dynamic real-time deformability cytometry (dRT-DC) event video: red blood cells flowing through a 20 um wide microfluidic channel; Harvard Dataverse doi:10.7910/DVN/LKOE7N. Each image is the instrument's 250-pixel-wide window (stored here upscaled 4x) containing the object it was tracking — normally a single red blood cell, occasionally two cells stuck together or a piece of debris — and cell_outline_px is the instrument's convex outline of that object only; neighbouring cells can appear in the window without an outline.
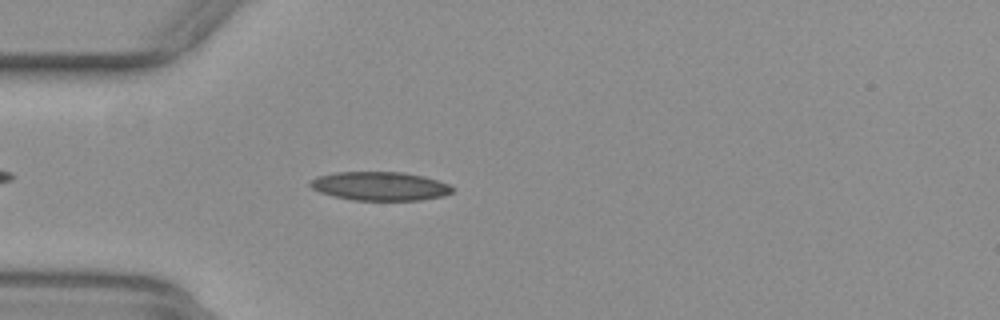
{"species": "common noctule bat (a hibernating species)", "species_latin": "Nyctalus noctula", "temperature_condition": "warm", "stored_images_in_passage": 40, "camera_frame_rate_fps": 3000, "um_per_image_px": 0.085, "animal": {"sex": "female", "body_mass_g": 29.2, "forearm_length_mm": 56.3}, "frame": {"image": 1, "passage_image": 5, "time_ms": 1.333, "image_size_px": [1000, 320], "cell_outline_px": [[456, 188], [452, 192], [444, 196], [420, 200], [352, 200], [332, 196], [320, 192], [312, 188], [308, 184], [308, 180], [316, 176], [336, 172], [404, 172], [424, 176], [448, 184]], "centroid_in_image_um": [32.27, 15.82], "position_along_channel_um": 52.7, "area_um2": 24.04}}
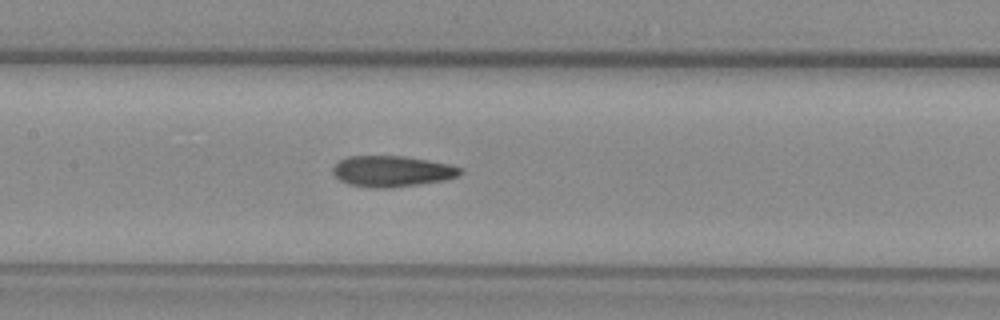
{"frame": {"image": 2, "passage_image": 15, "time_ms": 4.667, "image_size_px": [1000, 320], "cell_outline_px": [[464, 172], [456, 176], [444, 180], [388, 188], [372, 188], [348, 184], [340, 180], [332, 172], [332, 168], [340, 160], [348, 156], [404, 156], [428, 160], [448, 164], [460, 168]], "centroid_in_image_um": [33.29, 14.55], "position_along_channel_um": 174.1, "area_um2": 22.77}}
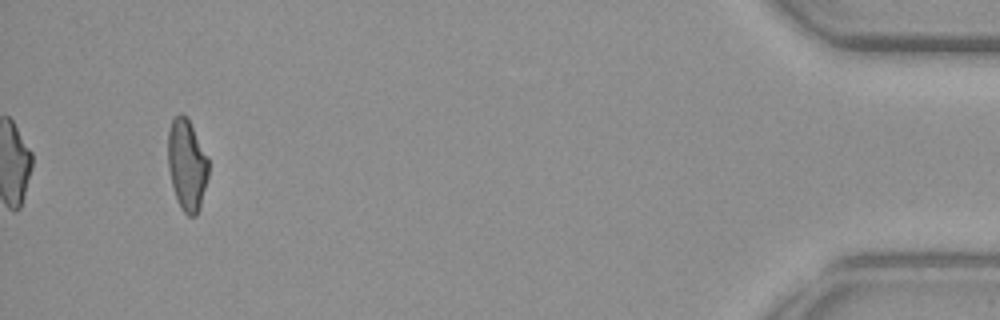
{"frame": {"image": 3, "passage_image": 40, "time_ms": 13.0, "image_size_px": [1000, 320], "cell_outline_px": [[208, 176], [200, 208], [196, 216], [188, 216], [180, 208], [176, 200], [168, 168], [168, 132], [172, 120], [180, 112], [188, 120], [208, 156]], "centroid_in_image_um": [15.88, 14.06], "position_along_channel_um": 419.3, "area_um2": 21.5}, "authors_computed_cell_mechanics": {"area_um2": 22.6576, "velocity_mm_per_s": 3.8984, "shape_relaxation_time_tau1_ms": null, "shape_relaxation_time_tau2_ms": 3.5178, "deformation_change_tau1": null, "deformation_change_tau2": 0.1165}}